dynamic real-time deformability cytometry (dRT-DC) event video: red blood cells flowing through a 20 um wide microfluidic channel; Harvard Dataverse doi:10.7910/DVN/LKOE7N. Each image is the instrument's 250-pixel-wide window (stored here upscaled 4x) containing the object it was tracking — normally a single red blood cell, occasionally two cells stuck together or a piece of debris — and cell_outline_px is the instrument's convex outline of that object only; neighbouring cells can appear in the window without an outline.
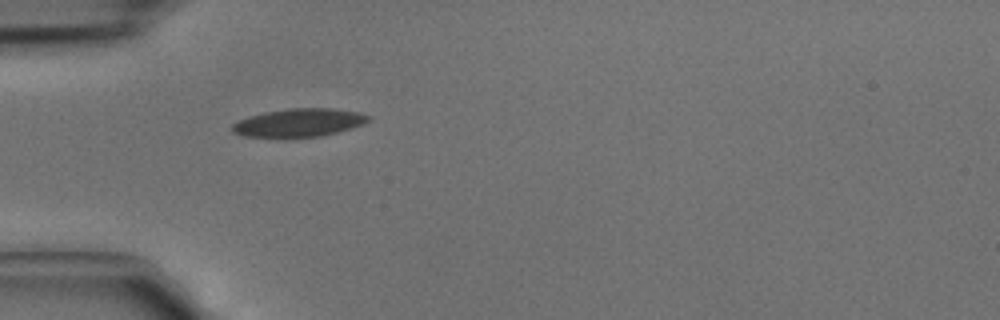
{"species": "common noctule bat (a hibernating species)", "species_latin": "Nyctalus noctula", "temperature_condition": "cold", "stored_images_in_passage": 6, "camera_frame_rate_fps": 3000, "um_per_image_px": 0.085, "animal": {"sex": "male", "body_mass_g": 15.6}, "frame": {"image": 1, "passage_image": 5, "time_ms": 1.333, "image_size_px": [1000, 320], "cell_outline_px": [[372, 120], [364, 124], [352, 128], [320, 136], [244, 136], [232, 132], [232, 124], [248, 116], [264, 112], [288, 108], [336, 108], [360, 112], [372, 116]], "centroid_in_image_um": [25.49, 10.4], "position_along_channel_um": 59.5, "area_um2": 22.25}}